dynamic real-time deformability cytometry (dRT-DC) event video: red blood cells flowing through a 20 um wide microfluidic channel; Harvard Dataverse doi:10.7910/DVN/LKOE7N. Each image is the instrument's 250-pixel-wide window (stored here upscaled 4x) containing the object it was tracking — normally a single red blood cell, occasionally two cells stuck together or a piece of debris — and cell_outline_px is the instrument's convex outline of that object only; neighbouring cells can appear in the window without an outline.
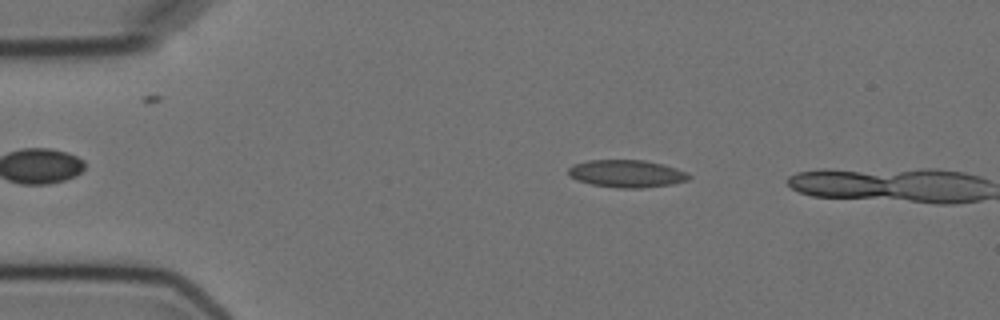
{"species": "Egyptian fruit bat (a non-hibernating species)", "species_latin": "Rousettus aegyptiacus", "temperature_condition": "cold", "stored_images_in_passage": 5, "camera_frame_rate_fps": 3000, "um_per_image_px": 0.085, "animal": {"sex": "female"}, "frame": {"image": 1, "passage_image": 3, "time_ms": 2.333, "image_size_px": [1000, 320], "cell_outline_px": [[692, 176], [688, 180], [672, 184], [644, 188], [616, 188], [592, 184], [576, 180], [568, 176], [568, 168], [572, 164], [588, 160], [644, 160], [664, 164], [688, 172]], "centroid_in_image_um": [53.27, 14.76], "position_along_channel_um": 31.7, "area_um2": 19.59}}